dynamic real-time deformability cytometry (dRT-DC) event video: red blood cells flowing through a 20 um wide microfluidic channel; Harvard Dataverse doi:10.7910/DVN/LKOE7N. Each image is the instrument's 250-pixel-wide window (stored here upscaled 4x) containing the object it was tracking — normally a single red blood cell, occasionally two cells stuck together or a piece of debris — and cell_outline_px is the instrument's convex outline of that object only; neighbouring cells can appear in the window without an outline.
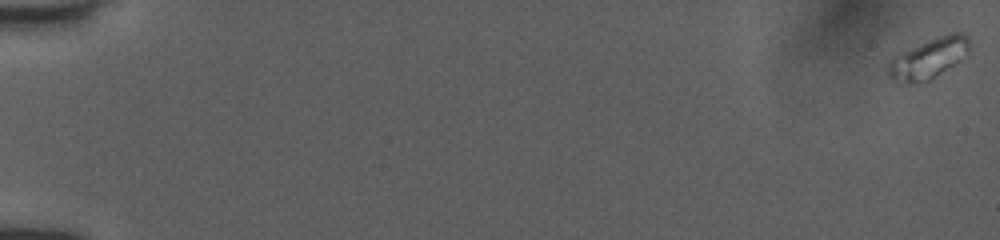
{"species": "human", "species_latin": "Homo sapiens", "temperature_condition": "room temperature", "stored_images_in_passage": 55, "camera_frame_rate_fps": 3000, "um_per_image_px": 0.085, "donor": {"sex": "female"}, "frame": {"image": 1, "passage_image": 1, "time_ms": 0.0, "image_size_px": [1000, 240], "cell_outline_px": [[968, 52], [956, 64], [928, 80], [912, 84], [904, 84], [888, 76], [888, 60], [892, 56], [940, 36], [952, 32], [964, 32], [968, 36]], "centroid_in_image_um": [78.91, 4.98], "position_along_channel_um": 6.1, "area_um2": 18.84}}
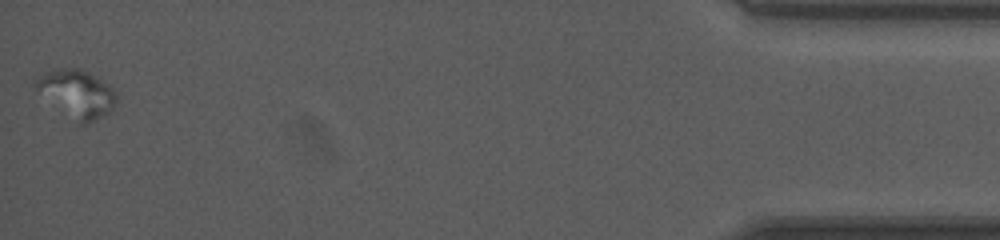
{"frame": {"image": 2, "passage_image": 55, "time_ms": 18.0, "image_size_px": [1000, 240], "cell_outline_px": [[116, 100], [112, 108], [108, 112], [88, 124], [84, 124], [36, 88], [36, 80], [44, 72], [56, 68], [80, 68], [88, 72], [108, 84], [116, 92]], "centroid_in_image_um": [6.61, 7.88], "position_along_channel_um": 428.6, "area_um2": 20.92}}